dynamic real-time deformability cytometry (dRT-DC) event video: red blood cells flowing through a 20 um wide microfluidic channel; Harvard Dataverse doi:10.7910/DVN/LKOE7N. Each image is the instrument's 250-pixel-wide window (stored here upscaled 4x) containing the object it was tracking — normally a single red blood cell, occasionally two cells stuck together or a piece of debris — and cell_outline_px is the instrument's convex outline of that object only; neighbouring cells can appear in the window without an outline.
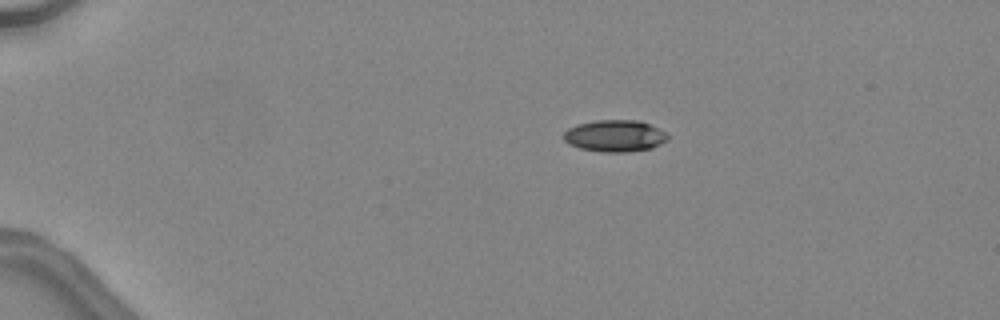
{"species": "common noctule bat (a hibernating species)", "species_latin": "Nyctalus noctula", "temperature_condition": "warm", "stored_images_in_passage": 38, "camera_frame_rate_fps": 3000, "um_per_image_px": 0.085, "animal": {"sex": "female", "body_mass_g": 24.6, "forearm_length_mm": 56.2}, "frame": {"image": 1, "passage_image": 1, "time_ms": 0.0, "image_size_px": [1000, 320], "cell_outline_px": [[668, 140], [652, 148], [628, 152], [604, 152], [580, 148], [568, 144], [564, 140], [564, 132], [568, 128], [576, 124], [596, 120], [640, 120], [664, 132], [668, 136]], "centroid_in_image_um": [52.24, 11.55], "position_along_channel_um": 32.8, "area_um2": 19.25}}
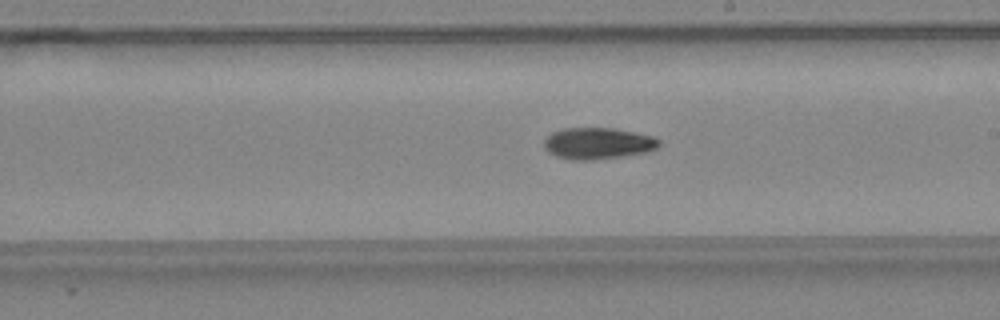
{"frame": {"image": 2, "passage_image": 20, "time_ms": 6.333, "image_size_px": [1000, 320], "cell_outline_px": [[660, 144], [656, 148], [644, 152], [620, 156], [592, 160], [572, 160], [556, 156], [548, 152], [544, 148], [544, 140], [552, 132], [564, 128], [612, 128], [652, 136], [660, 140]], "centroid_in_image_um": [50.77, 12.18], "position_along_channel_um": 238.2, "area_um2": 20.87}}
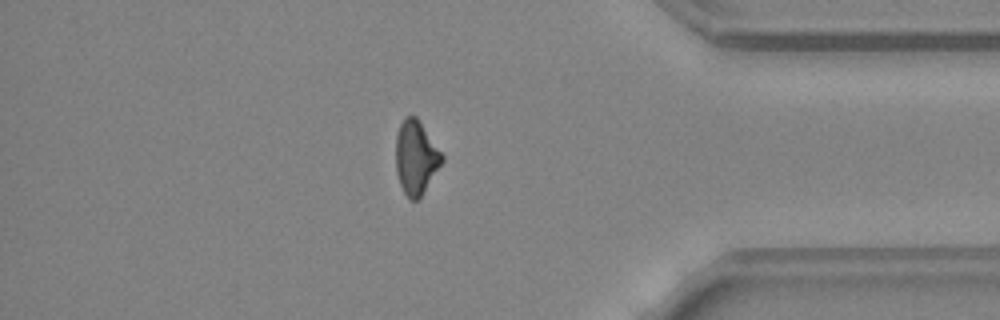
{"frame": {"image": 3, "passage_image": 32, "time_ms": 10.333, "image_size_px": [1000, 320], "cell_outline_px": [[444, 160], [420, 196], [416, 200], [408, 200], [400, 184], [396, 172], [396, 136], [400, 124], [404, 116], [416, 116], [444, 156]], "centroid_in_image_um": [35.33, 13.37], "position_along_channel_um": 399.9, "area_um2": 19.59}}